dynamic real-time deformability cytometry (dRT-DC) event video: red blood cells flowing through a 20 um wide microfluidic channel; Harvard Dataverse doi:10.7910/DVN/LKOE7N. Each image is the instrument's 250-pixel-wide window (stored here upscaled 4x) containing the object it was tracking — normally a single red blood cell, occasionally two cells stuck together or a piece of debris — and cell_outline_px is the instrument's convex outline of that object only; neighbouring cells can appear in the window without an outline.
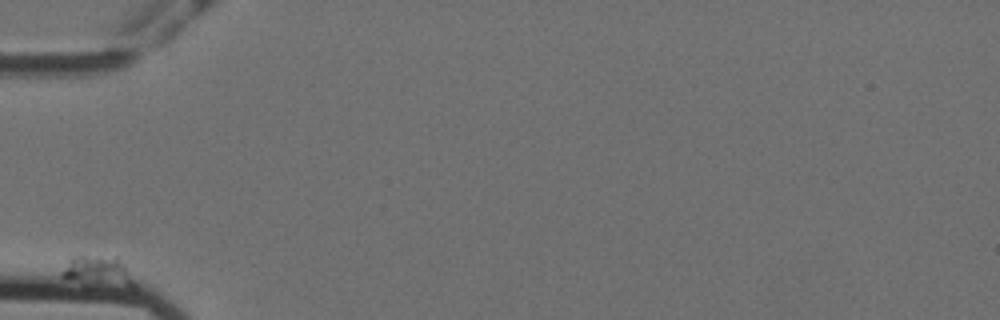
{"species": "Egyptian fruit bat (a non-hibernating species)", "species_latin": "Rousettus aegyptiacus", "temperature_condition": "cold", "stored_images_in_passage": 44, "camera_frame_rate_fps": 3000, "um_per_image_px": 0.085, "animal": {"sex": "female"}, "frame": {"image": 1, "passage_image": 1, "time_ms": 0.0, "image_size_px": [1000, 320], "cell_outline_px": [[136, 288], [132, 288], [60, 276], [60, 272], [68, 260], [72, 256], [116, 256], [124, 264], [136, 284]], "centroid_in_image_um": [8.39, 22.99], "position_along_channel_um": 76.6, "area_um2": 12.02}}
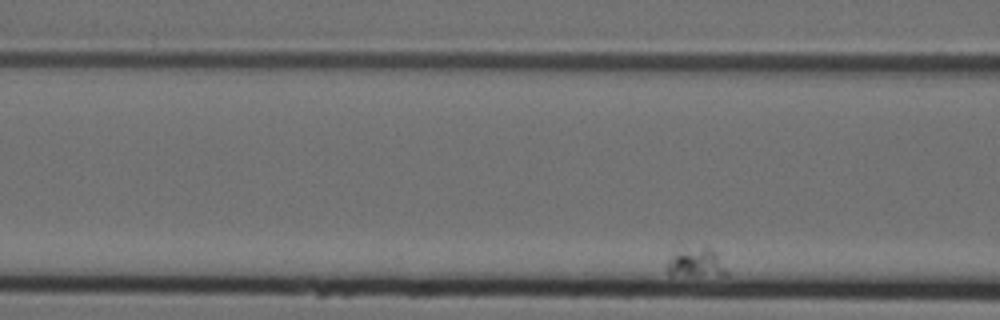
{"frame": {"image": 2, "passage_image": 7, "time_ms": 2.0, "image_size_px": [1000, 320], "cell_outline_px": [[728, 276], [668, 276], [664, 264], [672, 256], [704, 244], [716, 256], [728, 272]], "centroid_in_image_um": [59.12, 22.42], "position_along_channel_um": 107.5, "area_um2": 10.06}}
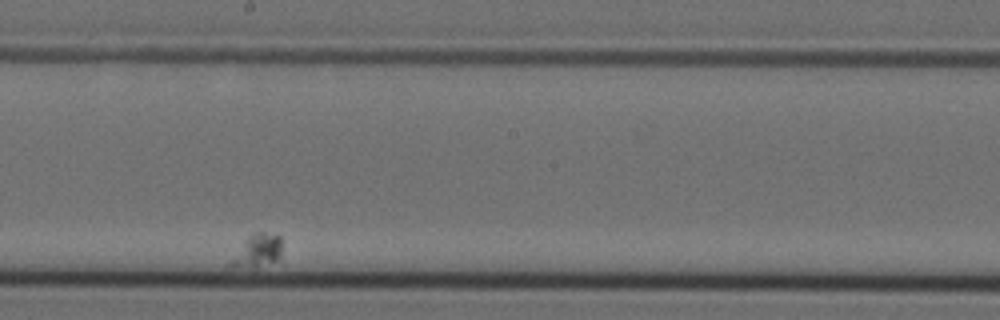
{"frame": {"image": 3, "passage_image": 26, "time_ms": 8.333, "image_size_px": [1000, 320], "cell_outline_px": [[280, 260], [256, 268], [228, 268], [228, 264], [244, 240], [248, 236], [256, 232], [264, 232], [280, 236]], "centroid_in_image_um": [21.84, 21.36], "position_along_channel_um": 226.4, "area_um2": 10.0}}